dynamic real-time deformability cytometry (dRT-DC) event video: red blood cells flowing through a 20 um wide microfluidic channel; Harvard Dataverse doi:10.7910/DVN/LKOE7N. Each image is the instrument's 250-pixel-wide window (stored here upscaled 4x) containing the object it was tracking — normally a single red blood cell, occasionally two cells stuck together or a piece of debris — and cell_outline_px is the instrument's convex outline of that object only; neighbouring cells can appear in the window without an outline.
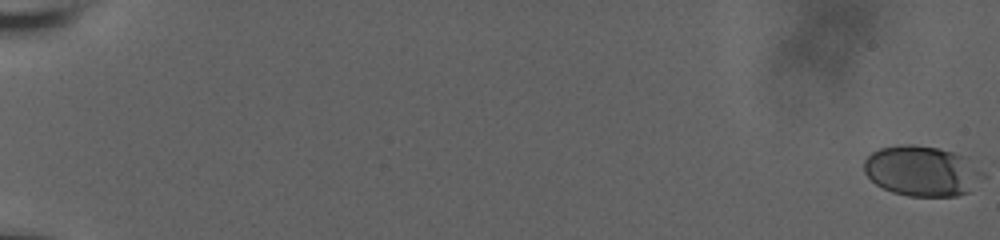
{"species": "human", "species_latin": "Homo sapiens", "temperature_condition": "room temperature", "stored_images_in_passage": 43, "camera_frame_rate_fps": 3000, "um_per_image_px": 0.085, "donor": {"sex": "male"}, "frame": {"image": 1, "passage_image": 1, "time_ms": 0.0, "image_size_px": [1000, 240], "cell_outline_px": [[968, 192], [956, 196], [908, 196], [892, 192], [876, 184], [864, 172], [864, 160], [872, 152], [880, 148], [900, 144], [912, 144], [940, 148], [968, 156]], "centroid_in_image_um": [78.08, 14.5], "position_along_channel_um": 6.9, "area_um2": 32.83}}
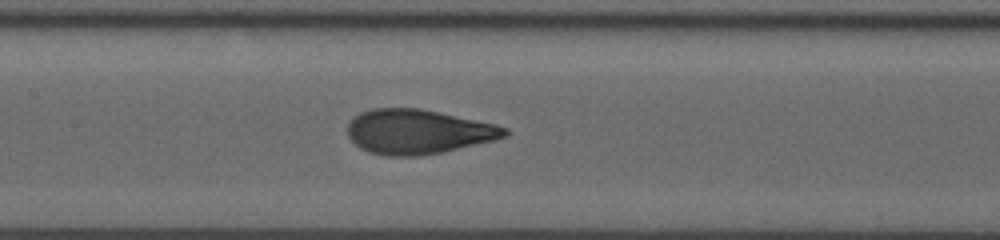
{"frame": {"image": 2, "passage_image": 24, "time_ms": 10.667, "image_size_px": [1000, 240], "cell_outline_px": [[512, 132], [508, 136], [496, 140], [444, 152], [420, 156], [388, 156], [368, 152], [360, 148], [348, 136], [348, 124], [352, 116], [360, 112], [372, 108], [420, 108], [496, 124], [508, 128]], "centroid_in_image_um": [35.56, 11.2], "position_along_channel_um": 171.8, "area_um2": 41.27}}
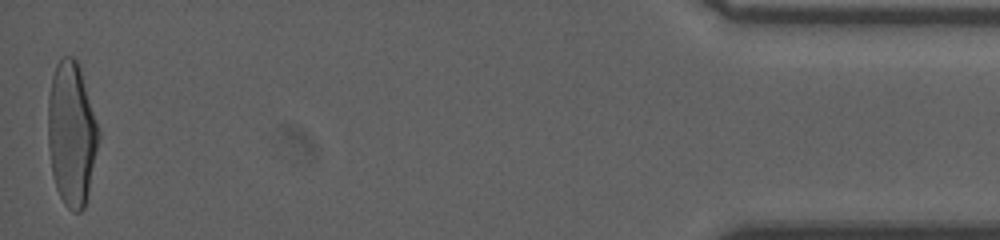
{"frame": {"image": 3, "passage_image": 43, "time_ms": 19.667, "image_size_px": [1000, 240], "cell_outline_px": [[100, 136], [88, 192], [84, 208], [80, 212], [72, 212], [64, 204], [56, 188], [52, 176], [48, 148], [48, 96], [52, 76], [56, 64], [64, 56], [72, 56], [76, 60], [80, 68], [100, 132]], "centroid_in_image_um": [6.07, 11.39], "position_along_channel_um": 429.1, "area_um2": 42.43}, "authors_computed_cell_mechanics": {"area_um2": 40.2866, "velocity_mm_per_s": 3.7603, "shape_relaxation_time_tau1_ms": 5.7747, "shape_relaxation_time_tau2_ms": null, "deformation_change_tau1": 0.2299, "deformation_change_tau2": null}}